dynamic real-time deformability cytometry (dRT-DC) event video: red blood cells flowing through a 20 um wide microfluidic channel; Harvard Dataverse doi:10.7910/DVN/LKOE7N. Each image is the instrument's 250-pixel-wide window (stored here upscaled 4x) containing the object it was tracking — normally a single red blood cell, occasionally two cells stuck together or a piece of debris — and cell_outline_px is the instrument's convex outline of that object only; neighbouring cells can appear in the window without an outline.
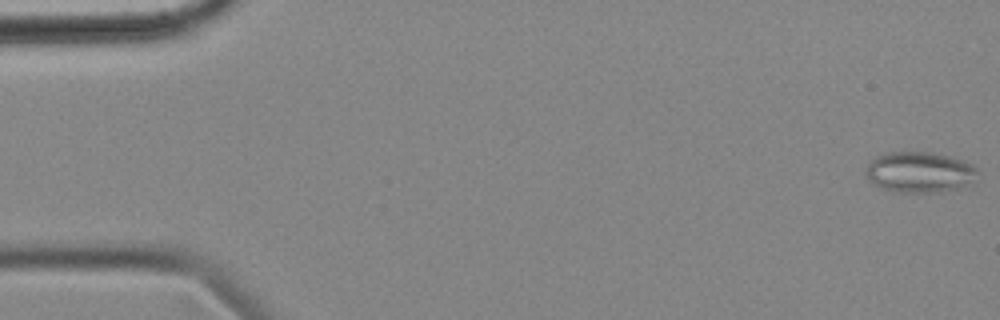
{"species": "common noctule bat (a hibernating species)", "species_latin": "Nyctalus noctula", "temperature_condition": "cold", "stored_images_in_passage": 56, "camera_frame_rate_fps": 3000, "um_per_image_px": 0.085, "animal": {"sex": "female", "body_mass_g": 18.4}, "frame": {"image": 1, "passage_image": 1, "time_ms": 0.0, "image_size_px": [1000, 320], "cell_outline_px": [[976, 168], [968, 180], [964, 184], [956, 188], [940, 192], [900, 192], [880, 188], [872, 184], [864, 176], [864, 168], [876, 156], [884, 152], [928, 152], [948, 156], [972, 164]], "centroid_in_image_um": [77.99, 14.62], "position_along_channel_um": 7.0, "area_um2": 26.07}}
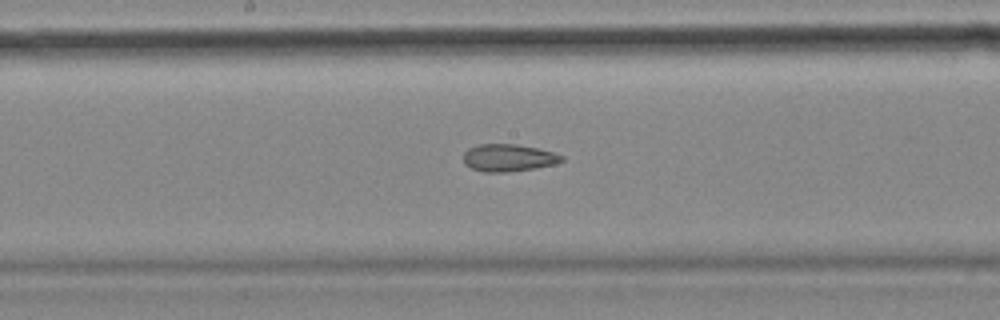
{"frame": {"image": 2, "passage_image": 29, "time_ms": 9.333, "image_size_px": [1000, 320], "cell_outline_px": [[564, 160], [556, 164], [536, 168], [508, 172], [484, 172], [472, 168], [464, 164], [464, 152], [468, 148], [480, 144], [516, 144], [536, 148], [552, 152], [564, 156]], "centroid_in_image_um": [43.22, 13.42], "position_along_channel_um": 205.0, "area_um2": 15.66}}
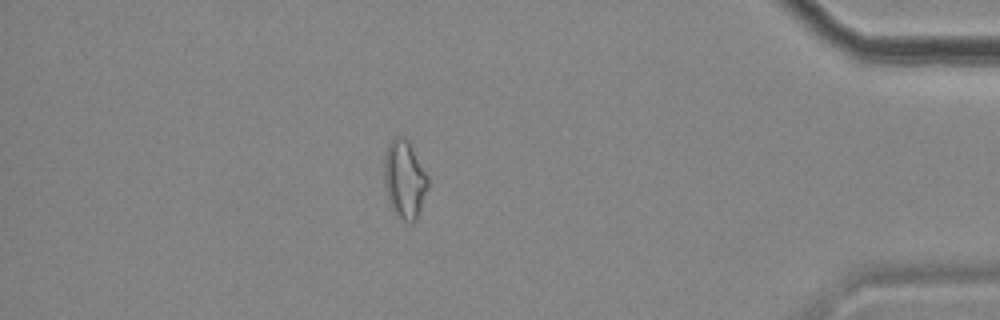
{"frame": {"image": 3, "passage_image": 49, "time_ms": 16.0, "image_size_px": [1000, 320], "cell_outline_px": [[428, 188], [416, 220], [412, 224], [396, 216], [392, 212], [388, 200], [384, 184], [384, 152], [388, 144], [396, 136], [404, 136], [408, 140], [428, 176]], "centroid_in_image_um": [34.36, 15.26], "position_along_channel_um": 400.8, "area_um2": 20.17}, "authors_computed_cell_mechanics": {"area_um2": 19.0451, "velocity_mm_per_s": 3.5609, "shape_relaxation_time_tau1_ms": null, "shape_relaxation_time_tau2_ms": 4.4156, "deformation_change_tau1": null, "deformation_change_tau2": 0.1215}}